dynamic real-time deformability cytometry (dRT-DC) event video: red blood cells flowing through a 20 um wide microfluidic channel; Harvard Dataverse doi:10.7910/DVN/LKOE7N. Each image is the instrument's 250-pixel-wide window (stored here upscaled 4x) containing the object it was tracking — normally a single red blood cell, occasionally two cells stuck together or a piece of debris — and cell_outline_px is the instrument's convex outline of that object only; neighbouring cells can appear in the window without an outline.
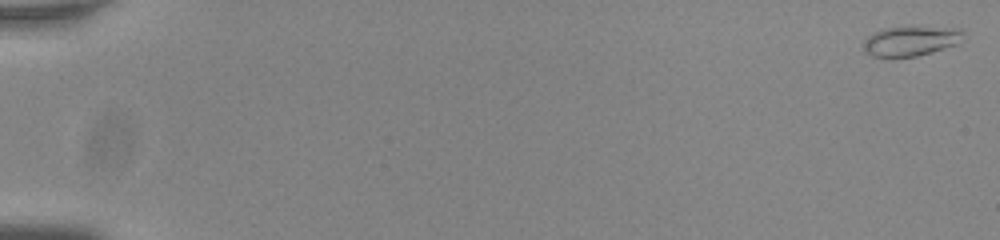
{"species": "common noctule bat (a hibernating species)", "species_latin": "Nyctalus noctula", "temperature_condition": "room temperature", "stored_images_in_passage": 57, "camera_frame_rate_fps": 3000, "um_per_image_px": 0.085, "animal": {"sex": "male", "body_mass_g": 20.0, "forearm_length_mm": 53.3}, "frame": {"image": 1, "passage_image": 2, "time_ms": 0.333, "image_size_px": [1000, 240], "cell_outline_px": [[964, 32], [956, 44], [916, 56], [888, 60], [872, 56], [864, 52], [864, 40], [872, 32], [884, 28], [964, 28]], "centroid_in_image_um": [77.31, 3.53], "position_along_channel_um": 7.7, "area_um2": 17.34}}
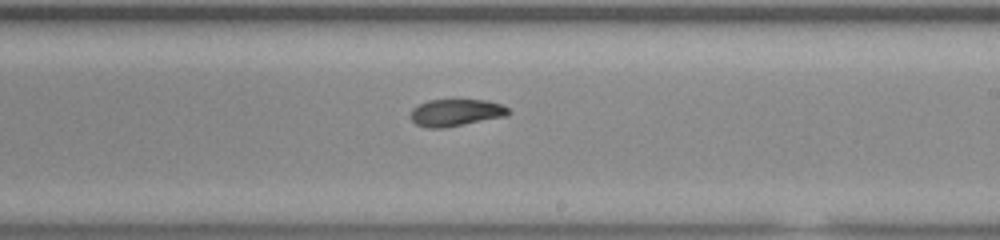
{"frame": {"image": 2, "passage_image": 36, "time_ms": 11.667, "image_size_px": [1000, 240], "cell_outline_px": [[512, 112], [508, 116], [444, 128], [428, 128], [416, 124], [412, 120], [412, 108], [428, 100], [488, 100], [500, 104], [508, 108]], "centroid_in_image_um": [38.8, 9.58], "position_along_channel_um": 250.2, "area_um2": 15.43}}
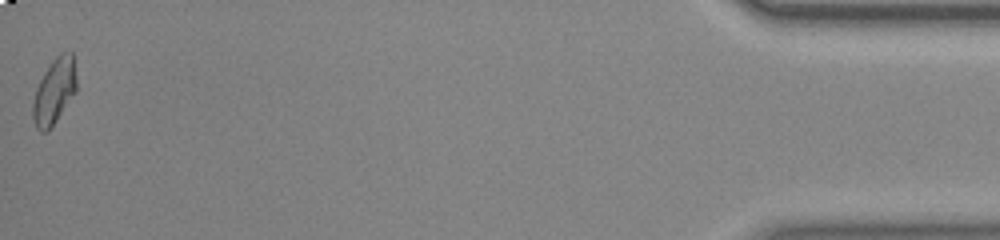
{"frame": {"image": 3, "passage_image": 57, "time_ms": 18.667, "image_size_px": [1000, 240], "cell_outline_px": [[76, 92], [56, 120], [44, 132], [40, 132], [36, 128], [32, 116], [32, 104], [36, 88], [44, 72], [52, 60], [60, 52], [72, 52], [76, 76]], "centroid_in_image_um": [4.61, 7.73], "position_along_channel_um": 430.6, "area_um2": 16.53}, "authors_computed_cell_mechanics": {"area_um2": 16.2418, "velocity_mm_per_s": 3.7955, "shape_relaxation_time_tau1_ms": 5.1222, "shape_relaxation_time_tau2_ms": 3.8733, "deformation_change_tau1": 0.1715, "deformation_change_tau2": 0.0767}}